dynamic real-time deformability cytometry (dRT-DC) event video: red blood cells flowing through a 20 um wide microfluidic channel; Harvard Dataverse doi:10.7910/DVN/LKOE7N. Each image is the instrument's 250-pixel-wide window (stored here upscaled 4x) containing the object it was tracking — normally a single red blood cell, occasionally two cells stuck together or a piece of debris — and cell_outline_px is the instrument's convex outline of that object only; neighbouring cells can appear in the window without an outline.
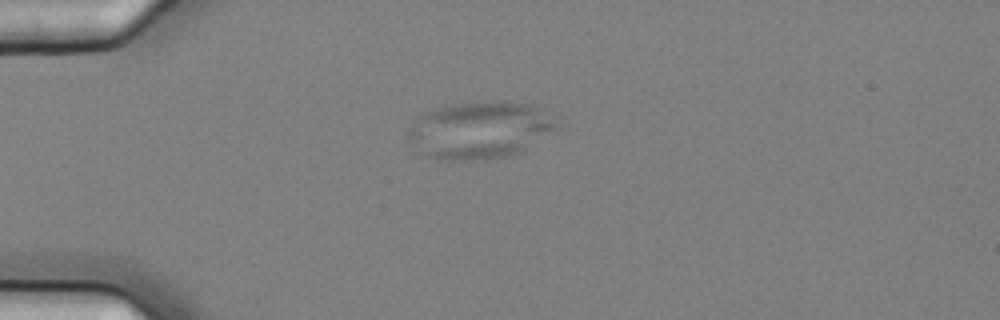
{"species": "common noctule bat (a hibernating species)", "species_latin": "Nyctalus noctula", "temperature_condition": "cold", "stored_images_in_passage": 3, "camera_frame_rate_fps": 3000, "um_per_image_px": 0.085, "animal": {"sex": "female", "body_mass_g": 25.1}, "frame": {"image": 1, "passage_image": 1, "time_ms": 0.0, "image_size_px": [1000, 320], "cell_outline_px": [[556, 128], [524, 152], [488, 160], [448, 160], [428, 156], [408, 136], [408, 132], [412, 124], [424, 112], [436, 108], [452, 104], [484, 100], [508, 100], [528, 104], [536, 108], [556, 124]], "centroid_in_image_um": [40.78, 11.05], "position_along_channel_um": 44.2, "area_um2": 48.84}}
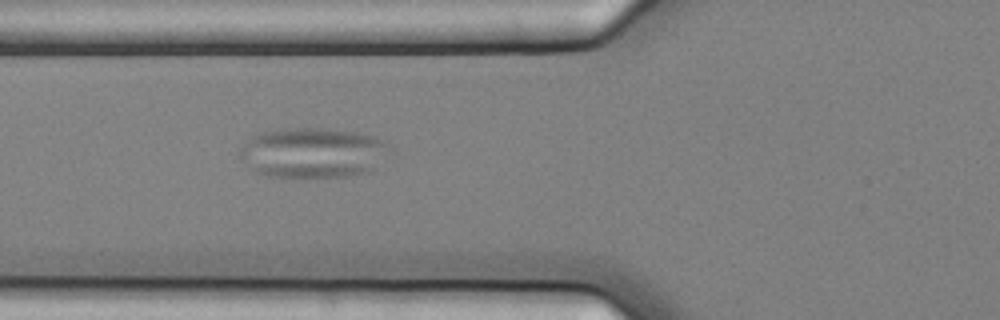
{"frame": {"image": 2, "passage_image": 3, "time_ms": 0.667, "image_size_px": [1000, 320], "cell_outline_px": [[388, 144], [372, 172], [348, 176], [264, 176], [256, 172], [240, 156], [240, 148], [252, 136], [260, 132], [288, 128], [328, 128], [356, 132], [372, 136]], "centroid_in_image_um": [26.54, 12.97], "position_along_channel_um": 99.3, "area_um2": 42.95}}